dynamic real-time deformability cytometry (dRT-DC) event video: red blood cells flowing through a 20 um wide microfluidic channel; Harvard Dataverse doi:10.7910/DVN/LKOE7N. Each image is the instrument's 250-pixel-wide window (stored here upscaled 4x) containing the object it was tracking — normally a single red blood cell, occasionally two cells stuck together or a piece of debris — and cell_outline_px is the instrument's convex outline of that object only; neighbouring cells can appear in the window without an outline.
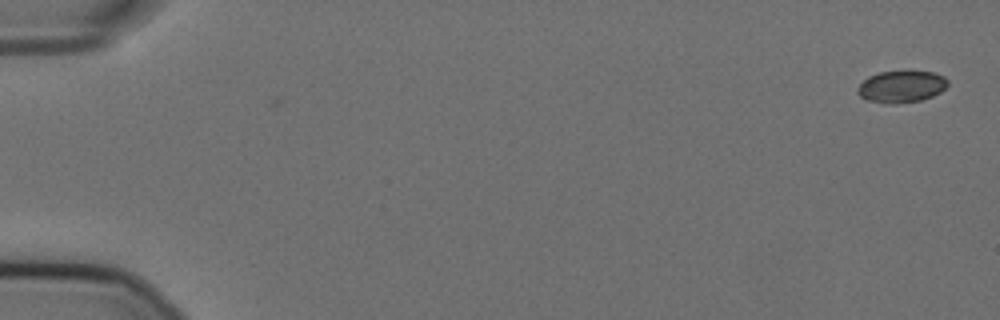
{"species": "Egyptian fruit bat (a non-hibernating species)", "species_latin": "Rousettus aegyptiacus", "temperature_condition": "cold", "stored_images_in_passage": 3, "camera_frame_rate_fps": 3000, "um_per_image_px": 0.085, "animal": {"sex": "female"}, "frame": {"image": 1, "passage_image": 3, "time_ms": 0.667, "image_size_px": [1000, 320], "cell_outline_px": [[948, 84], [940, 92], [932, 96], [920, 100], [896, 104], [884, 104], [864, 100], [856, 92], [856, 88], [868, 76], [880, 72], [908, 68], [932, 72], [944, 76], [948, 80]], "centroid_in_image_um": [76.59, 7.33], "position_along_channel_um": 8.4, "area_um2": 17.51}}